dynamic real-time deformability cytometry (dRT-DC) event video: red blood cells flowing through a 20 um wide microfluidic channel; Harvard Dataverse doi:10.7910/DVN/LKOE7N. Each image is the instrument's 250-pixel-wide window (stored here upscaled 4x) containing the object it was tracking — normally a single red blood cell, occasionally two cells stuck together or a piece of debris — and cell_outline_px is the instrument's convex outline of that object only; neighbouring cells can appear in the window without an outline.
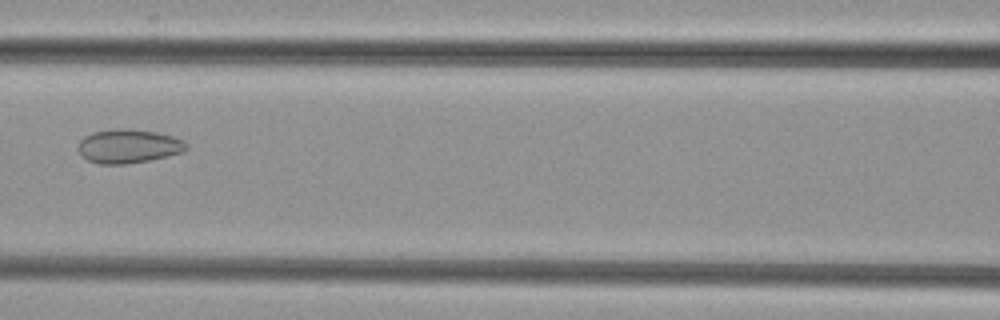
{"species": "common noctule bat (a hibernating species)", "species_latin": "Nyctalus noctula", "temperature_condition": "cold", "stored_images_in_passage": 6, "camera_frame_rate_fps": 3000, "um_per_image_px": 0.085, "animal": {"sex": "female", "body_mass_g": 29.2, "forearm_length_mm": 56.3}, "frame": {"image": 1, "passage_image": 6, "time_ms": 1.667, "image_size_px": [1000, 320], "cell_outline_px": [[188, 148], [184, 152], [168, 156], [148, 160], [124, 164], [100, 164], [88, 160], [80, 156], [76, 148], [80, 140], [84, 136], [92, 132], [120, 128], [128, 128], [156, 132], [172, 136], [184, 140], [188, 144]], "centroid_in_image_um": [10.9, 12.42], "position_along_channel_um": 155.7, "area_um2": 21.62}}